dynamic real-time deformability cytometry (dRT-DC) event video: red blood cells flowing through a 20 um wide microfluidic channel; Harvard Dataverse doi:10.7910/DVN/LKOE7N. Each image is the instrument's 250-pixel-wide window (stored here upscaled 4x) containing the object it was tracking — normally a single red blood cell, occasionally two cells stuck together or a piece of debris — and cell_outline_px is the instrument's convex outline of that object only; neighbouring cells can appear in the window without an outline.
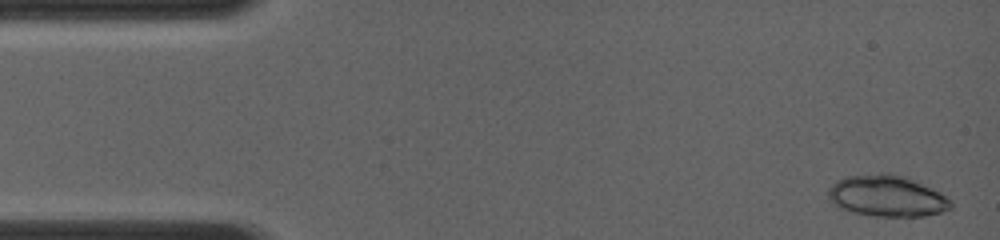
{"species": "common noctule bat (a hibernating species)", "species_latin": "Nyctalus noctula", "temperature_condition": "room temperature", "stored_images_in_passage": 10, "camera_frame_rate_fps": 4000, "um_per_image_px": 0.085, "animal": {"sex": "female", "body_mass_g": 19.0, "forearm_length_mm": 56.7}, "frame": {"image": 1, "passage_image": 1, "time_ms": 0.0, "image_size_px": [1000, 240], "cell_outline_px": [[952, 208], [940, 212], [924, 216], [872, 216], [852, 212], [840, 208], [828, 200], [828, 188], [836, 180], [844, 176], [880, 172], [908, 176], [940, 192], [952, 200]], "centroid_in_image_um": [75.37, 16.64], "position_along_channel_um": 9.6, "area_um2": 30.0}}